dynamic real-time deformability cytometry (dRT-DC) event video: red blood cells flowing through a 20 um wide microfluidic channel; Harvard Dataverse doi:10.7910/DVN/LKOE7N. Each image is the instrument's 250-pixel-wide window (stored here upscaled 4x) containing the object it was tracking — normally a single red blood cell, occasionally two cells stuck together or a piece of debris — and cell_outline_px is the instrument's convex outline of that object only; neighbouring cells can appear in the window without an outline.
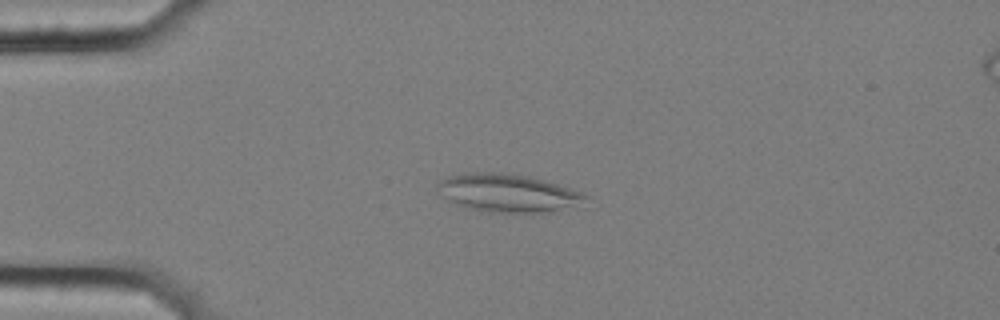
{"species": "common noctule bat (a hibernating species)", "species_latin": "Nyctalus noctula", "temperature_condition": "cold", "stored_images_in_passage": 27, "camera_frame_rate_fps": 3000, "um_per_image_px": 0.085, "animal": {"sex": "female", "body_mass_g": 25.1}, "frame": {"image": 1, "passage_image": 4, "time_ms": 1.0, "image_size_px": [1000, 320], "cell_outline_px": [[588, 208], [552, 212], [480, 212], [464, 208], [448, 200], [436, 192], [436, 184], [440, 180], [448, 176], [468, 172], [500, 172], [532, 176], [580, 192], [588, 196]], "centroid_in_image_um": [43.24, 16.43], "position_along_channel_um": 41.8, "area_um2": 34.04}}